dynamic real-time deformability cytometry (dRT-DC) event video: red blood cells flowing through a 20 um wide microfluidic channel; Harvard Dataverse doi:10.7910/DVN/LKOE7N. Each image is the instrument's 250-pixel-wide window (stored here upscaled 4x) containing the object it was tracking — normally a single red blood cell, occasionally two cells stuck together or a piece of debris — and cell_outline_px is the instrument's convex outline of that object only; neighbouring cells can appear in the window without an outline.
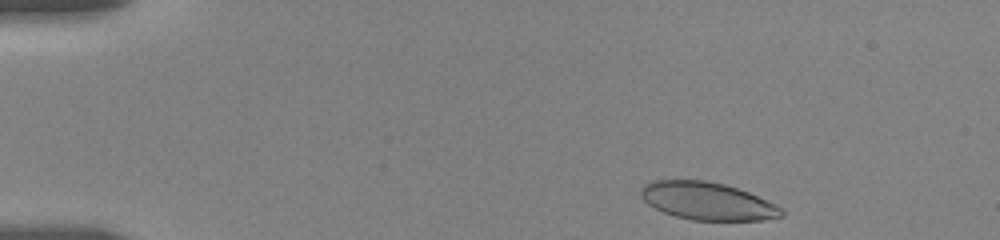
{"species": "human", "species_latin": "Homo sapiens", "temperature_condition": "room temperature", "stored_images_in_passage": 51, "camera_frame_rate_fps": 3000, "um_per_image_px": 0.085, "donor": {"sex": "female"}, "frame": {"image": 1, "passage_image": 3, "time_ms": 0.333, "image_size_px": [1000, 240], "cell_outline_px": [[784, 216], [764, 220], [692, 220], [676, 216], [664, 212], [648, 204], [640, 196], [640, 188], [644, 184], [652, 180], [704, 180], [724, 184], [748, 192], [776, 204], [784, 212]], "centroid_in_image_um": [60.11, 17.09], "position_along_channel_um": 24.9, "area_um2": 30.81}}
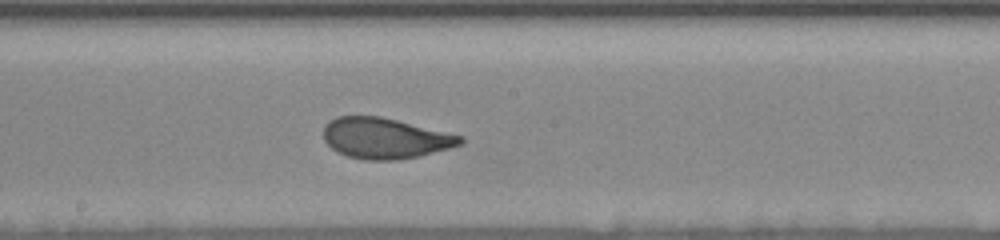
{"frame": {"image": 2, "passage_image": 27, "time_ms": 8.0, "image_size_px": [1000, 240], "cell_outline_px": [[464, 144], [420, 156], [396, 160], [364, 160], [348, 156], [332, 148], [324, 140], [324, 124], [336, 116], [380, 116], [464, 136]], "centroid_in_image_um": [32.75, 11.75], "position_along_channel_um": 215.5, "area_um2": 32.48}}
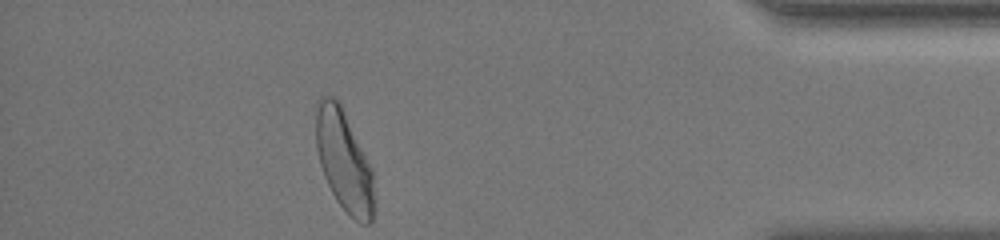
{"frame": {"image": 3, "passage_image": 51, "time_ms": 14.333, "image_size_px": [1000, 240], "cell_outline_px": [[372, 224], [360, 224], [336, 200], [324, 176], [320, 164], [316, 148], [316, 100], [320, 96], [336, 96], [372, 168]], "centroid_in_image_um": [29.2, 13.61], "position_along_channel_um": 406.0, "area_um2": 33.64}, "authors_computed_cell_mechanics": {"area_um2": 32.5992, "velocity_mm_per_s": 3.6063, "shape_relaxation_time_tau1_ms": 4.0915, "shape_relaxation_time_tau2_ms": 0.7654, "deformation_change_tau1": 0.155, "deformation_change_tau2": 0.068}}